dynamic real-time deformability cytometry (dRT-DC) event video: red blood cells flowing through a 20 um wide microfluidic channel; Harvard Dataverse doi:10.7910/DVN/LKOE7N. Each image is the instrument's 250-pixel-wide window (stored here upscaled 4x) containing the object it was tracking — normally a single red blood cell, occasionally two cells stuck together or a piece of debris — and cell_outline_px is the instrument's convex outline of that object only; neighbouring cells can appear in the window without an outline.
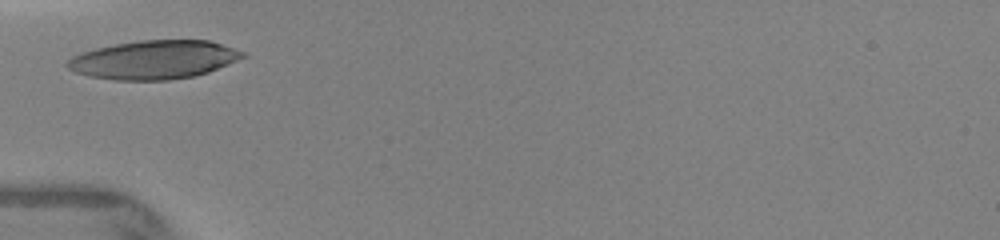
{"species": "human", "species_latin": "Homo sapiens", "temperature_condition": "warm", "stored_images_in_passage": 1, "camera_frame_rate_fps": 3000, "um_per_image_px": 0.085, "donor": {"sex": "female"}, "frame": {"image": 1, "passage_image": 1, "time_ms": 0.0, "image_size_px": [1000, 240], "cell_outline_px": [[248, 56], [208, 72], [192, 76], [168, 80], [116, 80], [88, 76], [76, 72], [68, 68], [64, 64], [72, 56], [80, 52], [96, 48], [116, 44], [140, 40], [208, 40], [244, 52]], "centroid_in_image_um": [13.05, 5.08], "position_along_channel_um": 71.9, "area_um2": 39.3}}